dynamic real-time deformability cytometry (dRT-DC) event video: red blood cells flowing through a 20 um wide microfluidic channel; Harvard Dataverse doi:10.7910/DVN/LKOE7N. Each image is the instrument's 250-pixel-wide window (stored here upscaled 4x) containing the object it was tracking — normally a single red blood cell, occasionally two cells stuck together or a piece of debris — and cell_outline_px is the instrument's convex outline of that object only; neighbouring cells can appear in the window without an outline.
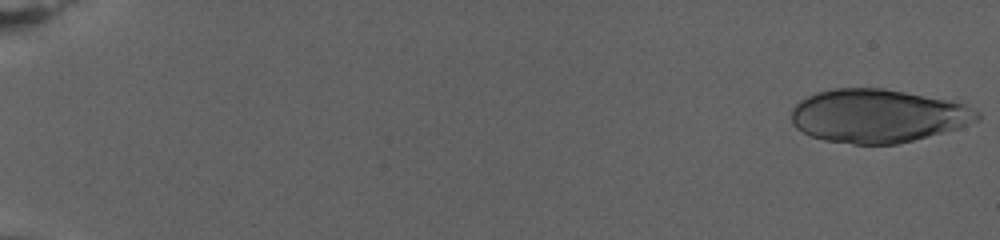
{"species": "human", "species_latin": "Homo sapiens", "temperature_condition": "warm", "stored_images_in_passage": 30, "camera_frame_rate_fps": 3000, "um_per_image_px": 0.085, "donor": {"sex": "female"}, "frame": {"image": 1, "passage_image": 1, "time_ms": 0.0, "image_size_px": [1000, 240], "cell_outline_px": [[980, 120], [956, 128], [928, 136], [896, 144], [852, 144], [824, 140], [812, 136], [796, 128], [792, 124], [792, 108], [800, 100], [816, 92], [836, 88], [884, 88], [948, 100], [964, 104], [980, 112]], "centroid_in_image_um": [74.59, 9.84], "position_along_channel_um": 10.4, "area_um2": 57.57}}
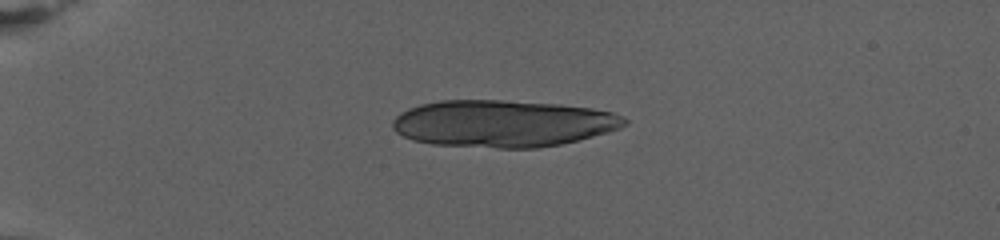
{"frame": {"image": 2, "passage_image": 20, "time_ms": 6.333, "image_size_px": [1000, 240], "cell_outline_px": [[628, 124], [620, 128], [608, 132], [560, 144], [536, 148], [496, 148], [432, 144], [412, 140], [396, 132], [392, 128], [392, 120], [400, 112], [408, 108], [420, 104], [440, 100], [500, 100], [560, 104], [592, 108], [612, 112], [628, 120]], "centroid_in_image_um": [42.72, 10.49], "position_along_channel_um": 42.3, "area_um2": 63.64}}